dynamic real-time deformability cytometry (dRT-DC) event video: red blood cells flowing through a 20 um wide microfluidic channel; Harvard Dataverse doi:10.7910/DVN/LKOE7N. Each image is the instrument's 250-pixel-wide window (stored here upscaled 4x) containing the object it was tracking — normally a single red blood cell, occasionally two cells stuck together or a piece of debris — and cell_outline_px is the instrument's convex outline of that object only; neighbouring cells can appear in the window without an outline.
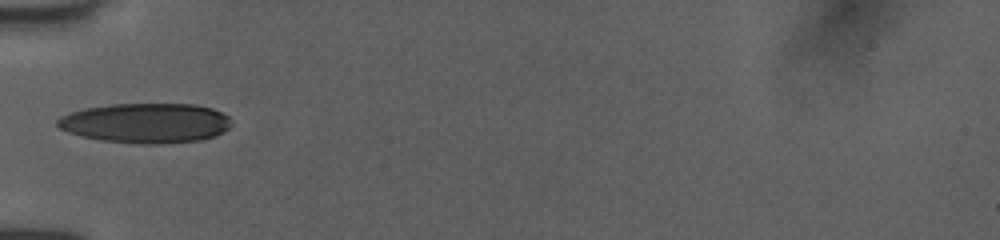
{"species": "human", "species_latin": "Homo sapiens", "temperature_condition": "room temperature", "stored_images_in_passage": 31, "camera_frame_rate_fps": 3000, "um_per_image_px": 0.085, "donor": {"sex": "female"}, "frame": {"image": 1, "passage_image": 1, "time_ms": 0.0, "image_size_px": [1000, 240], "cell_outline_px": [[232, 124], [228, 128], [216, 136], [200, 140], [156, 144], [140, 144], [100, 140], [68, 132], [60, 128], [56, 124], [56, 120], [60, 116], [72, 112], [88, 108], [112, 104], [196, 104], [212, 108], [228, 116]], "centroid_in_image_um": [12.42, 10.46], "position_along_channel_um": 72.6, "area_um2": 40.29}}
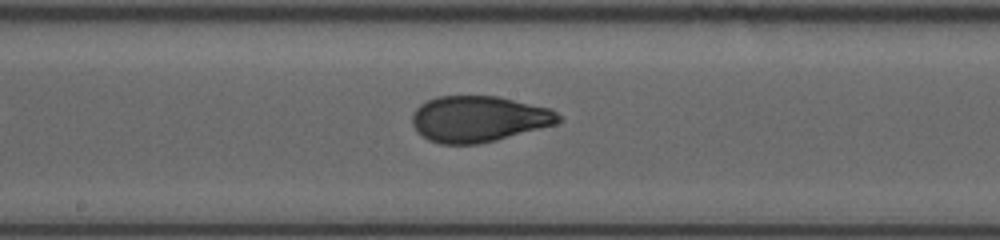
{"frame": {"image": 2, "passage_image": 11, "time_ms": 3.333, "image_size_px": [1000, 240], "cell_outline_px": [[560, 120], [556, 124], [496, 140], [480, 144], [440, 144], [428, 140], [412, 124], [412, 116], [416, 108], [420, 104], [428, 100], [440, 96], [500, 96], [552, 108], [560, 116]], "centroid_in_image_um": [40.71, 10.1], "position_along_channel_um": 207.5, "area_um2": 39.25}}
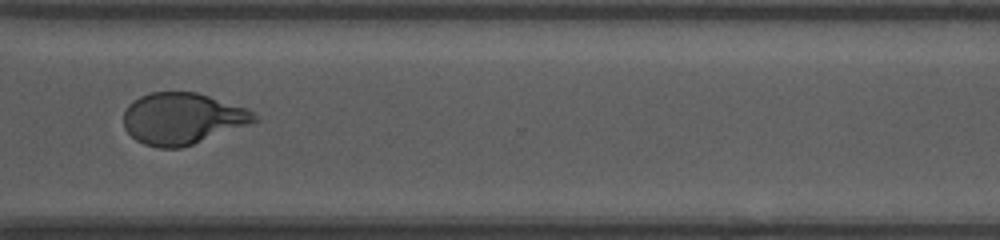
{"frame": {"image": 3, "passage_image": 22, "time_ms": 7.0, "image_size_px": [1000, 240], "cell_outline_px": [[260, 120], [192, 144], [180, 148], [156, 148], [144, 144], [136, 140], [124, 128], [124, 112], [128, 104], [132, 100], [140, 96], [152, 92], [196, 92], [248, 108]], "centroid_in_image_um": [15.47, 10.07], "position_along_channel_um": 355.1, "area_um2": 39.07}, "authors_computed_cell_mechanics": {"area_um2": 39.593, "velocity_mm_per_s": 4.0506, "shape_relaxation_time_tau1_ms": 4.8817, "shape_relaxation_time_tau2_ms": 0.9583, "deformation_change_tau1": 0.2183, "deformation_change_tau2": 0.0715}}